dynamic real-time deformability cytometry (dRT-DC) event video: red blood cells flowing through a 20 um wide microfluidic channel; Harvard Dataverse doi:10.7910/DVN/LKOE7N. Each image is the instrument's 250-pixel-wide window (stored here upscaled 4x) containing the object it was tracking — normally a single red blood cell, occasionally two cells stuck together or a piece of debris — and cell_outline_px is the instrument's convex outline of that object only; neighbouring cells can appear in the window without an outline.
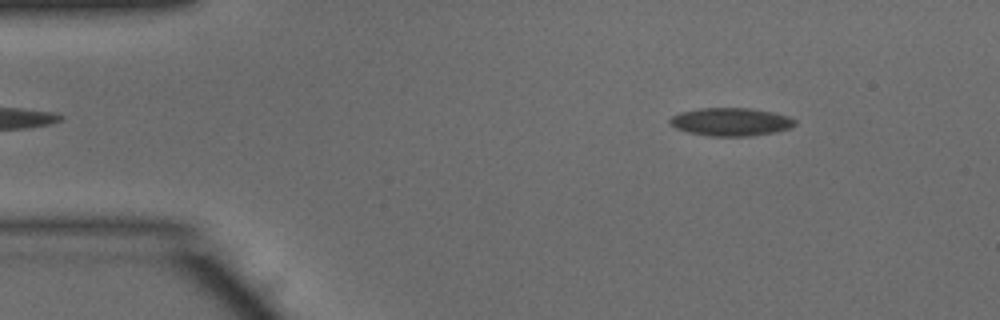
{"species": "common noctule bat (a hibernating species)", "species_latin": "Nyctalus noctula", "temperature_condition": "warm", "stored_images_in_passage": 50, "camera_frame_rate_fps": 3000, "um_per_image_px": 0.085, "animal": {"sex": "male", "body_mass_g": 15.6}, "frame": {"image": 1, "passage_image": 6, "time_ms": 1.667, "image_size_px": [1000, 320], "cell_outline_px": [[796, 124], [788, 128], [772, 132], [748, 136], [708, 136], [688, 132], [676, 128], [668, 124], [668, 120], [672, 116], [680, 112], [700, 108], [748, 108], [772, 112], [788, 116], [796, 120]], "centroid_in_image_um": [62.07, 10.35], "position_along_channel_um": 22.9, "area_um2": 20.35}}
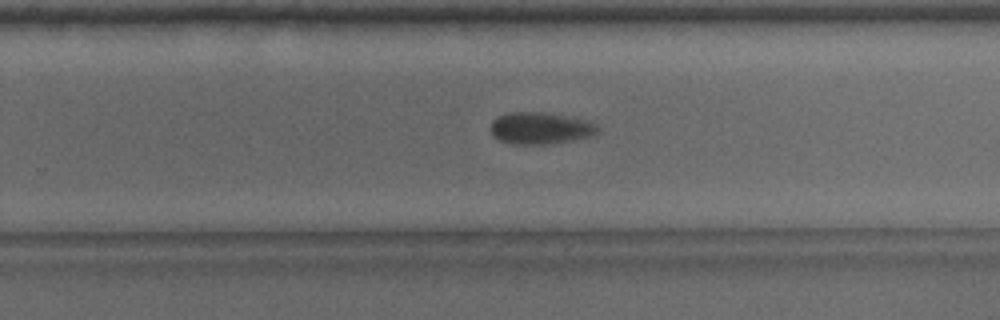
{"frame": {"image": 2, "passage_image": 31, "time_ms": 10.0, "image_size_px": [1000, 320], "cell_outline_px": [[600, 132], [592, 136], [572, 140], [548, 144], [512, 144], [500, 140], [492, 136], [488, 128], [492, 120], [496, 116], [508, 112], [544, 112], [584, 120], [596, 124], [600, 128]], "centroid_in_image_um": [45.88, 10.9], "position_along_channel_um": 283.9, "area_um2": 20.11}}
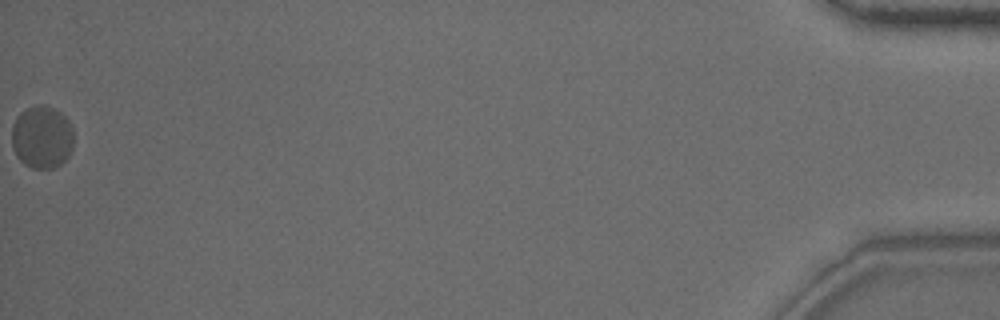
{"frame": {"image": 3, "passage_image": 50, "time_ms": 16.333, "image_size_px": [1000, 320], "cell_outline_px": [[72, 148], [68, 156], [60, 164], [52, 168], [32, 168], [24, 164], [16, 156], [12, 148], [12, 124], [16, 116], [24, 108], [40, 104], [44, 104], [60, 112], [68, 120], [72, 128]], "centroid_in_image_um": [3.53, 11.64], "position_along_channel_um": 431.7, "area_um2": 22.77}, "authors_computed_cell_mechanics": {"area_um2": 20.2878, "velocity_mm_per_s": 3.9614, "shape_relaxation_time_tau1_ms": 5.1158, "shape_relaxation_time_tau2_ms": null, "deformation_change_tau1": 0.1053, "deformation_change_tau2": null}}